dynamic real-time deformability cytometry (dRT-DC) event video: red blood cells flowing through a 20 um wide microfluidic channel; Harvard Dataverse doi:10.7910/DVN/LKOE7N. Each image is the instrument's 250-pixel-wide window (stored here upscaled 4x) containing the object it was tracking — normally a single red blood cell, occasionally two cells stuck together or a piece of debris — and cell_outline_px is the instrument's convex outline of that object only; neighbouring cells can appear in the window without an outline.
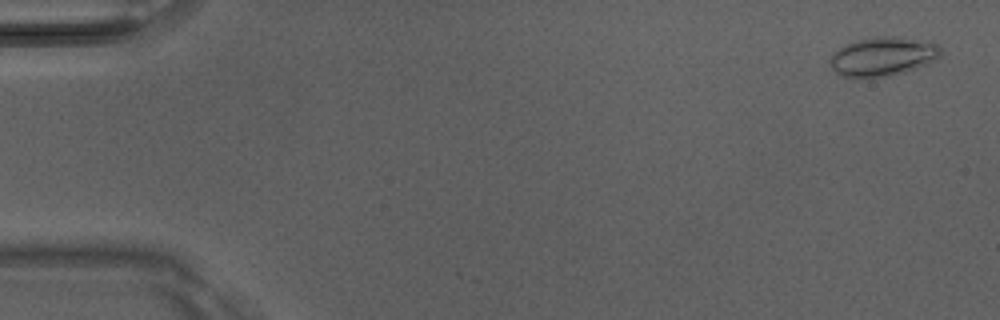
{"species": "Egyptian fruit bat (a non-hibernating species)", "species_latin": "Rousettus aegyptiacus", "temperature_condition": "room temperature", "stored_images_in_passage": 5, "camera_frame_rate_fps": 3000, "um_per_image_px": 0.085, "animal": {"sex": "male"}, "frame": {"image": 1, "passage_image": 1, "time_ms": 0.0, "image_size_px": [1000, 320], "cell_outline_px": [[940, 56], [936, 60], [928, 64], [904, 72], [888, 76], [856, 80], [840, 76], [832, 68], [828, 60], [832, 52], [856, 40], [876, 36], [896, 36], [940, 44]], "centroid_in_image_um": [74.99, 4.83], "position_along_channel_um": 10.0, "area_um2": 25.66}}